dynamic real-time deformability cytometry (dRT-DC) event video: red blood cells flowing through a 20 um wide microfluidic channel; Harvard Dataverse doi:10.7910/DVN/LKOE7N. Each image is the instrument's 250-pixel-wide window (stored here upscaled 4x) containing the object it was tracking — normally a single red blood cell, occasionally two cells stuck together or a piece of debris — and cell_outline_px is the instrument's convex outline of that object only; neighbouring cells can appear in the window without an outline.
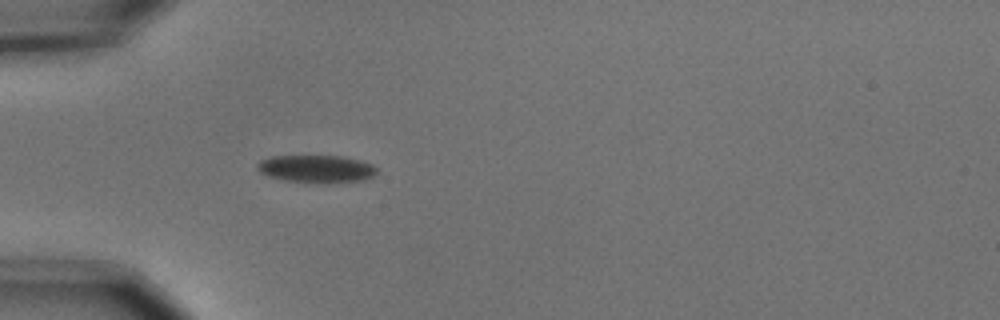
{"species": "common noctule bat (a hibernating species)", "species_latin": "Nyctalus noctula", "temperature_condition": "cold", "stored_images_in_passage": 39, "camera_frame_rate_fps": 3000, "um_per_image_px": 0.085, "animal": {"sex": "male", "body_mass_g": 15.6}, "frame": {"image": 1, "passage_image": 1, "time_ms": 0.0, "image_size_px": [1000, 320], "cell_outline_px": [[376, 172], [372, 176], [364, 180], [328, 184], [284, 180], [268, 176], [260, 172], [256, 168], [256, 164], [260, 160], [272, 156], [340, 156], [360, 160], [372, 164], [376, 168]], "centroid_in_image_um": [26.88, 14.36], "position_along_channel_um": 58.1, "area_um2": 19.36}}
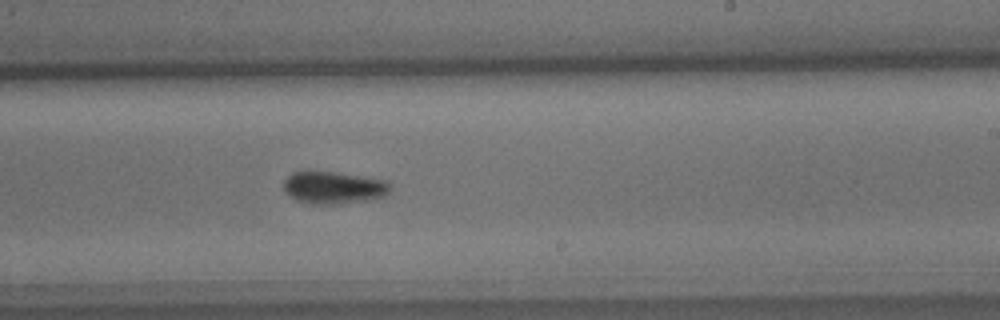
{"frame": {"image": 2, "passage_image": 18, "time_ms": 5.667, "image_size_px": [1000, 320], "cell_outline_px": [[392, 188], [384, 196], [368, 200], [332, 204], [312, 204], [296, 200], [284, 188], [284, 180], [292, 172], [332, 172], [388, 180], [392, 184]], "centroid_in_image_um": [28.41, 15.95], "position_along_channel_um": 260.6, "area_um2": 19.83}}
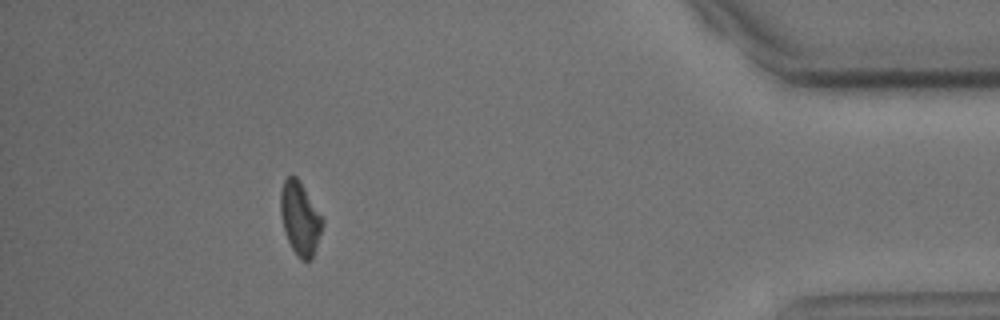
{"frame": {"image": 3, "passage_image": 34, "time_ms": 11.0, "image_size_px": [1000, 320], "cell_outline_px": [[324, 224], [312, 260], [300, 260], [292, 248], [284, 232], [280, 216], [280, 192], [284, 180], [288, 176], [296, 176], [300, 180], [324, 216]], "centroid_in_image_um": [25.52, 18.54], "position_along_channel_um": 409.7, "area_um2": 18.38}, "authors_computed_cell_mechanics": {"area_um2": 18.9006, "velocity_mm_per_s": 3.6858, "shape_relaxation_time_tau1_ms": 1.872, "shape_relaxation_time_tau2_ms": null, "deformation_change_tau1": 0.0618, "deformation_change_tau2": null}}